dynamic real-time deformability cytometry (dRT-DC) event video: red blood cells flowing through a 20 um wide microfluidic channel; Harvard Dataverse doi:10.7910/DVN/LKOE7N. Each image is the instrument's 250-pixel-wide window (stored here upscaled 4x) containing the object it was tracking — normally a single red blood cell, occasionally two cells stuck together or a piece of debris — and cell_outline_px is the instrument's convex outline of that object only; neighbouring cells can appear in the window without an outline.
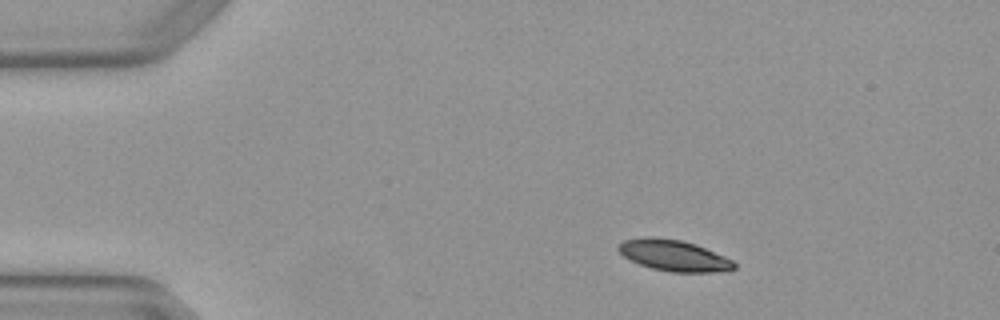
{"species": "Egyptian fruit bat (a non-hibernating species)", "species_latin": "Rousettus aegyptiacus", "temperature_condition": "warm", "stored_images_in_passage": 4, "camera_frame_rate_fps": 3000, "um_per_image_px": 0.085, "animal": {"sex": "female"}, "frame": {"image": 1, "passage_image": 1, "time_ms": 0.0, "image_size_px": [1000, 320], "cell_outline_px": [[736, 268], [712, 272], [672, 272], [652, 268], [640, 264], [624, 256], [616, 248], [616, 244], [624, 240], [644, 236], [652, 236], [684, 240], [696, 244], [724, 256], [732, 260], [736, 264]], "centroid_in_image_um": [57.24, 21.69], "position_along_channel_um": 27.8, "area_um2": 21.04}}
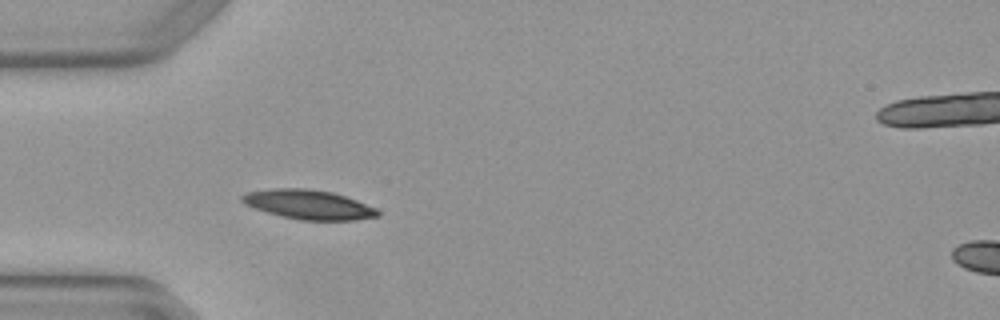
{"frame": {"image": 2, "passage_image": 3, "time_ms": 0.667, "image_size_px": [1000, 320], "cell_outline_px": [[380, 216], [356, 220], [300, 220], [280, 216], [244, 204], [240, 200], [240, 196], [248, 192], [272, 188], [308, 188], [332, 192], [356, 200], [376, 208], [380, 212]], "centroid_in_image_um": [26.23, 17.38], "position_along_channel_um": 58.8, "area_um2": 23.24}}